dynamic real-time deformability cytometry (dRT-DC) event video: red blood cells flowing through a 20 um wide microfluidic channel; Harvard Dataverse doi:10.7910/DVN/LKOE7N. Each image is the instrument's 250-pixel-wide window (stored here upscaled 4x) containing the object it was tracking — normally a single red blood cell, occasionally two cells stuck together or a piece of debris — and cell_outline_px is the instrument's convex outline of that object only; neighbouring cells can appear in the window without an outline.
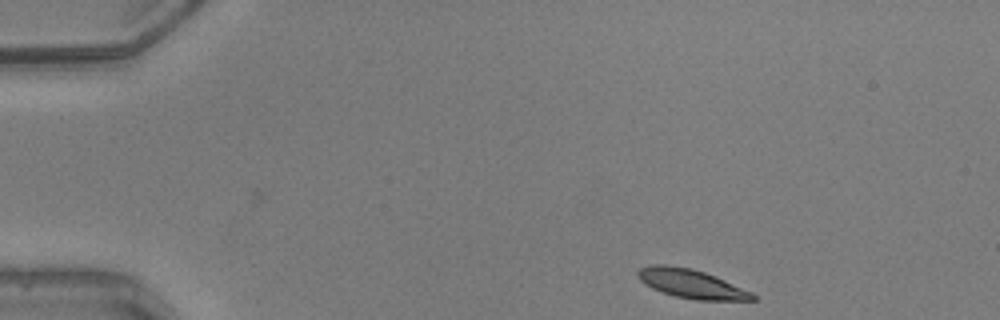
{"species": "common noctule bat (a hibernating species)", "species_latin": "Nyctalus noctula", "temperature_condition": "warm", "stored_images_in_passage": 41, "camera_frame_rate_fps": 3000, "um_per_image_px": 0.085, "animal": {"sex": "male", "body_mass_g": 20.5, "forearm_length_mm": 52.5}, "frame": {"image": 1, "passage_image": 1, "time_ms": 0.0, "image_size_px": [1000, 320], "cell_outline_px": [[756, 300], [696, 300], [676, 296], [652, 288], [644, 284], [636, 276], [636, 272], [640, 268], [652, 264], [664, 264], [692, 268], [704, 272], [724, 280], [752, 292], [756, 296]], "centroid_in_image_um": [58.73, 24.11], "position_along_channel_um": 26.3, "area_um2": 19.25}}
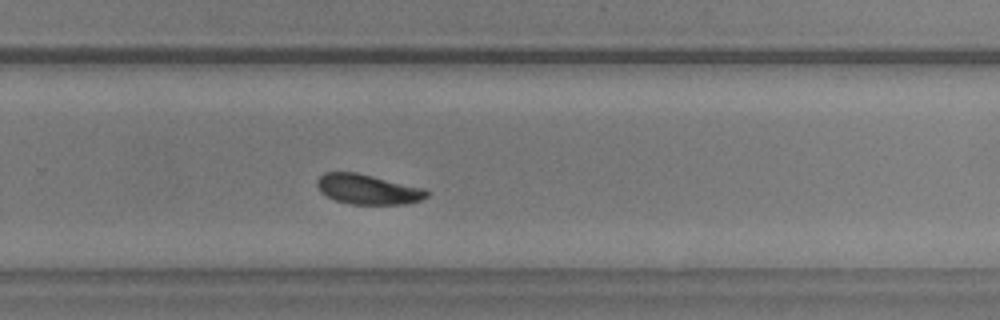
{"frame": {"image": 2, "passage_image": 27, "time_ms": 8.667, "image_size_px": [1000, 320], "cell_outline_px": [[428, 196], [420, 200], [408, 204], [352, 204], [336, 200], [320, 192], [316, 184], [316, 180], [324, 172], [356, 172], [424, 188], [428, 192]], "centroid_in_image_um": [31.25, 16.09], "position_along_channel_um": 298.5, "area_um2": 19.07}}
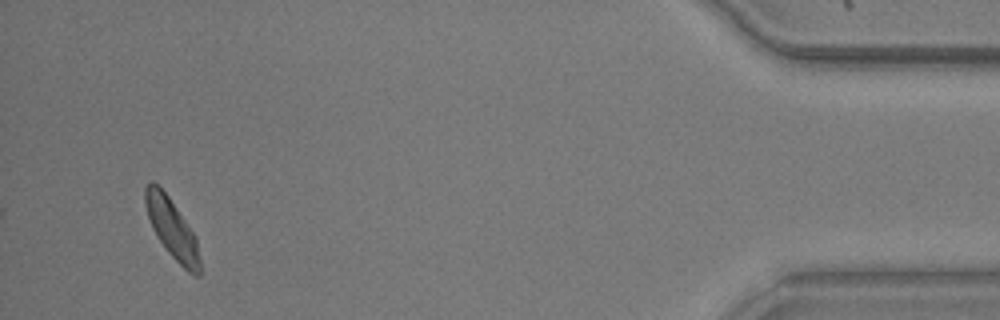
{"frame": {"image": 3, "passage_image": 41, "time_ms": 13.333, "image_size_px": [1000, 320], "cell_outline_px": [[200, 276], [196, 276], [188, 272], [168, 252], [156, 236], [152, 228], [144, 204], [144, 188], [152, 180], [168, 196], [196, 236], [200, 260]], "centroid_in_image_um": [14.61, 19.44], "position_along_channel_um": 420.6, "area_um2": 18.79}, "authors_computed_cell_mechanics": {"area_um2": 19.2474, "velocity_mm_per_s": 4.1008, "shape_relaxation_time_tau1_ms": 2.2427, "shape_relaxation_time_tau2_ms": 2.7989, "deformation_change_tau1": 0.1013, "deformation_change_tau2": 0.0727}}